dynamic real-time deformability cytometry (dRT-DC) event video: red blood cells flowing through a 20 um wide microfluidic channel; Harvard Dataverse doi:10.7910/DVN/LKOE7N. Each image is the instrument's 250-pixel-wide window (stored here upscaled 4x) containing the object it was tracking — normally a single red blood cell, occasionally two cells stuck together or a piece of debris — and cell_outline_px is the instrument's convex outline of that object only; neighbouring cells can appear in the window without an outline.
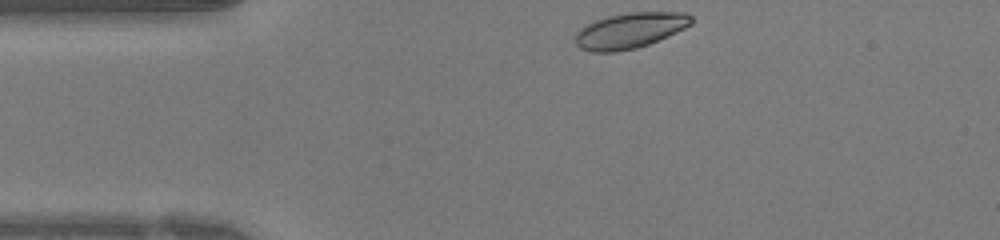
{"species": "human", "species_latin": "Homo sapiens", "temperature_condition": "warm", "stored_images_in_passage": 35, "camera_frame_rate_fps": 3000, "um_per_image_px": 0.085, "donor": {"sex": "female"}, "frame": {"image": 1, "passage_image": 1, "time_ms": 0.0, "image_size_px": [1000, 240], "cell_outline_px": [[692, 24], [668, 36], [648, 44], [636, 48], [616, 52], [592, 52], [580, 48], [576, 44], [576, 32], [580, 28], [596, 20], [608, 16], [628, 12], [684, 12], [692, 16]], "centroid_in_image_um": [53.54, 2.59], "position_along_channel_um": 31.5, "area_um2": 23.99}}
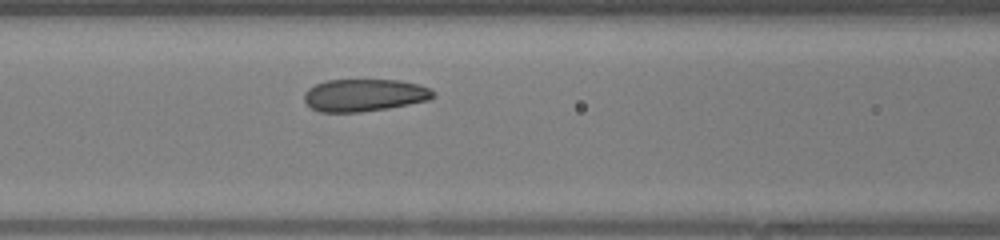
{"frame": {"image": 2, "passage_image": 10, "time_ms": 3.0, "image_size_px": [1000, 240], "cell_outline_px": [[436, 96], [428, 100], [388, 108], [360, 112], [320, 112], [312, 108], [304, 100], [304, 92], [308, 88], [324, 80], [400, 80], [420, 84], [428, 88]], "centroid_in_image_um": [30.95, 8.08], "position_along_channel_um": 135.7, "area_um2": 24.33}}
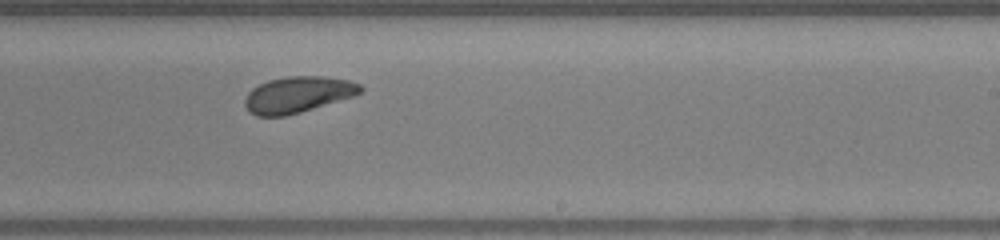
{"frame": {"image": 3, "passage_image": 18, "time_ms": 5.667, "image_size_px": [1000, 240], "cell_outline_px": [[364, 88], [360, 92], [352, 96], [300, 112], [284, 116], [256, 116], [248, 112], [244, 104], [244, 100], [248, 92], [252, 88], [268, 80], [288, 76], [324, 76], [348, 80], [360, 84]], "centroid_in_image_um": [25.27, 8.04], "position_along_channel_um": 263.7, "area_um2": 24.22}}